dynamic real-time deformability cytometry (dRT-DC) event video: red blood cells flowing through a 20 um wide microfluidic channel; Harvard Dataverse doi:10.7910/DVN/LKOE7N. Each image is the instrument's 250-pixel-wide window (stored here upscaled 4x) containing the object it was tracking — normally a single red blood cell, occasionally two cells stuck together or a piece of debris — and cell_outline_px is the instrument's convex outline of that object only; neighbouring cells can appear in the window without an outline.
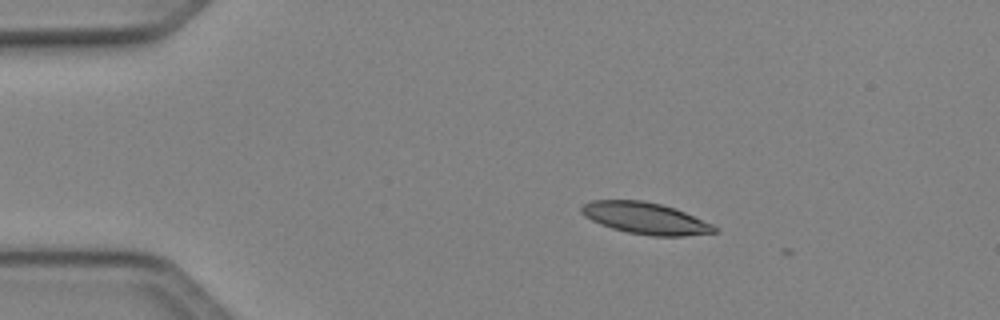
{"species": "Egyptian fruit bat (a non-hibernating species)", "species_latin": "Rousettus aegyptiacus", "temperature_condition": "cold", "stored_images_in_passage": 5, "camera_frame_rate_fps": 3000, "um_per_image_px": 0.085, "animal": {"sex": "female"}, "frame": {"image": 1, "passage_image": 2, "time_ms": 0.333, "image_size_px": [1000, 320], "cell_outline_px": [[720, 228], [716, 232], [684, 236], [652, 236], [628, 232], [612, 228], [600, 224], [584, 216], [580, 212], [580, 208], [584, 204], [592, 200], [644, 200], [676, 208], [712, 224]], "centroid_in_image_um": [54.87, 18.55], "position_along_channel_um": 30.1, "area_um2": 24.51}}